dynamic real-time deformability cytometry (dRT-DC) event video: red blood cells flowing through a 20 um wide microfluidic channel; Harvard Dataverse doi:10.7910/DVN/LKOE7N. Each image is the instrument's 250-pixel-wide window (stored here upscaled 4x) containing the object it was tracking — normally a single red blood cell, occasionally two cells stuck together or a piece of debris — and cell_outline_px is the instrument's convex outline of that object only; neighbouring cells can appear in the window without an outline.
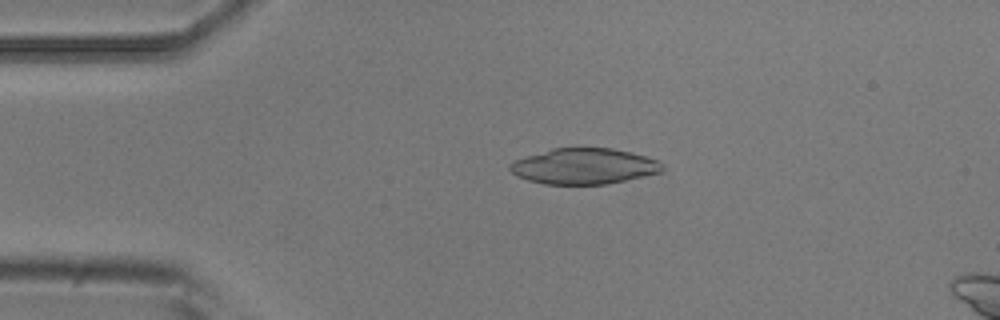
{"species": "common noctule bat (a hibernating species)", "species_latin": "Nyctalus noctula", "temperature_condition": "room temperature", "stored_images_in_passage": 53, "camera_frame_rate_fps": 3000, "um_per_image_px": 0.085, "animal": {"sex": "male", "body_mass_g": 20.5, "forearm_length_mm": 52.5}, "frame": {"image": 1, "passage_image": 11, "time_ms": 3.333, "image_size_px": [1000, 320], "cell_outline_px": [[664, 168], [660, 172], [644, 176], [608, 184], [544, 184], [528, 180], [516, 176], [508, 168], [508, 164], [524, 156], [552, 148], [612, 148], [632, 152], [656, 160], [664, 164]], "centroid_in_image_um": [49.62, 14.13], "position_along_channel_um": 35.4, "area_um2": 31.85}}
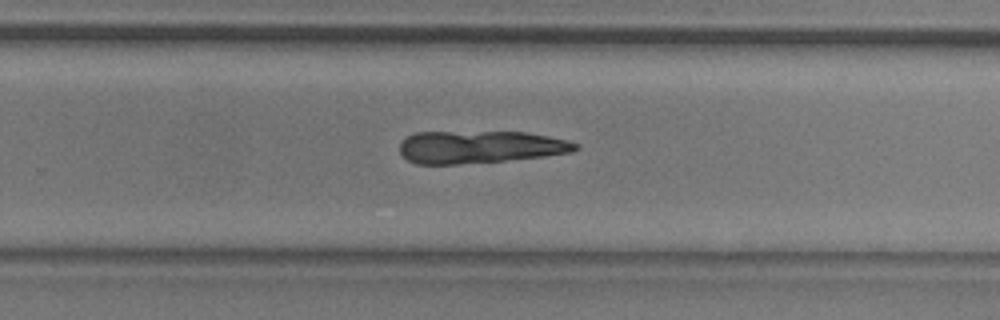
{"frame": {"image": 2, "passage_image": 34, "time_ms": 11.0, "image_size_px": [1000, 320], "cell_outline_px": [[580, 148], [572, 152], [544, 156], [504, 160], [456, 164], [416, 164], [408, 160], [400, 152], [400, 144], [408, 136], [416, 132], [528, 132], [568, 140], [580, 144]], "centroid_in_image_um": [40.83, 12.49], "position_along_channel_um": 289.0, "area_um2": 33.18}}
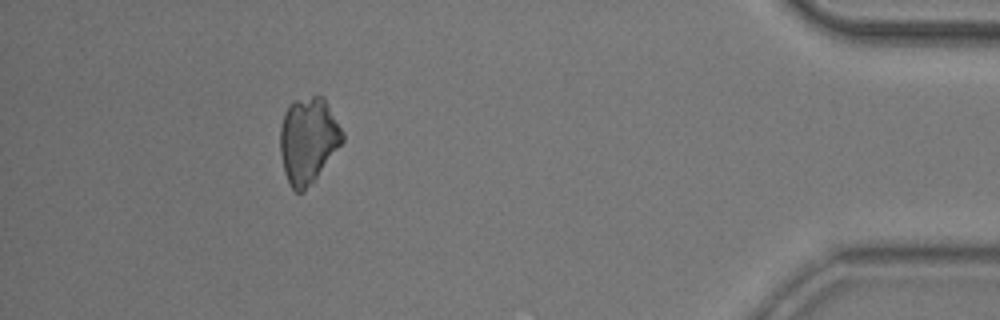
{"frame": {"image": 3, "passage_image": 48, "time_ms": 15.667, "image_size_px": [1000, 320], "cell_outline_px": [[344, 140], [304, 192], [296, 192], [288, 184], [284, 172], [280, 152], [280, 128], [284, 112], [288, 104], [292, 100], [312, 96], [324, 96], [344, 132]], "centroid_in_image_um": [26.18, 11.88], "position_along_channel_um": 409.0, "area_um2": 31.27}}